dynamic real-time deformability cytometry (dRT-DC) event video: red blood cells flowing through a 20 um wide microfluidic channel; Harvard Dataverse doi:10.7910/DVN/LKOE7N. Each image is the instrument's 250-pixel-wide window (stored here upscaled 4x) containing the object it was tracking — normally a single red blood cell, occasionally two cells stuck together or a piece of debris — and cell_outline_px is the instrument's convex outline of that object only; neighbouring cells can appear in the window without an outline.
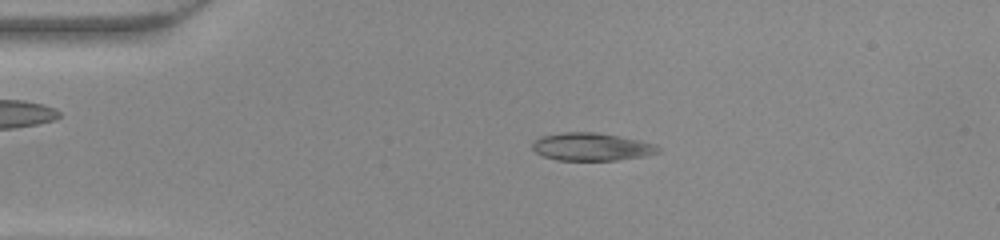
{"species": "common noctule bat (a hibernating species)", "species_latin": "Nyctalus noctula", "temperature_condition": "warm", "stored_images_in_passage": 39, "camera_frame_rate_fps": 3000, "um_per_image_px": 0.085, "animal": {"sex": "female", "body_mass_g": 22.0, "forearm_length_mm": 56.7}, "frame": {"image": 1, "passage_image": 1, "time_ms": 0.0, "image_size_px": [1000, 240], "cell_outline_px": [[660, 152], [644, 156], [616, 160], [556, 160], [544, 156], [536, 152], [532, 148], [532, 140], [540, 136], [564, 132], [596, 132], [620, 136], [640, 140], [656, 144], [660, 148]], "centroid_in_image_um": [50.27, 12.47], "position_along_channel_um": 34.7, "area_um2": 20.52}}
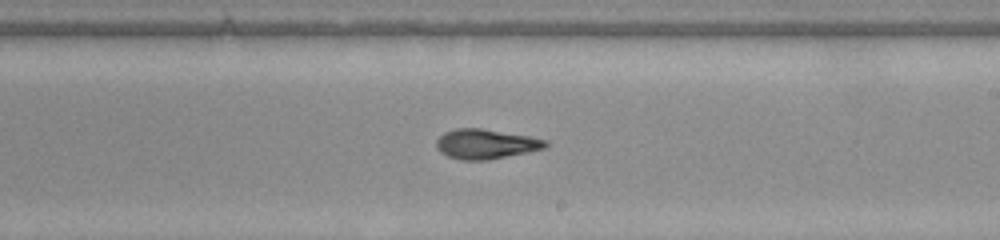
{"frame": {"image": 2, "passage_image": 19, "time_ms": 6.0, "image_size_px": [1000, 240], "cell_outline_px": [[548, 144], [544, 148], [528, 152], [488, 160], [460, 160], [448, 156], [440, 152], [436, 148], [436, 140], [444, 132], [456, 128], [480, 128], [528, 136], [548, 140]], "centroid_in_image_um": [41.27, 12.24], "position_along_channel_um": 247.7, "area_um2": 18.9}}
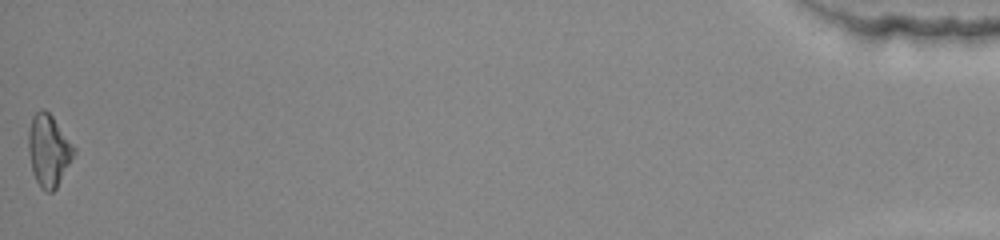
{"frame": {"image": 3, "passage_image": 39, "time_ms": 12.667, "image_size_px": [1000, 240], "cell_outline_px": [[76, 152], [56, 188], [52, 192], [48, 192], [40, 188], [32, 172], [28, 152], [28, 128], [32, 116], [40, 108], [44, 108], [52, 116], [76, 148]], "centroid_in_image_um": [4.12, 12.77], "position_along_channel_um": 431.1, "area_um2": 19.19}}